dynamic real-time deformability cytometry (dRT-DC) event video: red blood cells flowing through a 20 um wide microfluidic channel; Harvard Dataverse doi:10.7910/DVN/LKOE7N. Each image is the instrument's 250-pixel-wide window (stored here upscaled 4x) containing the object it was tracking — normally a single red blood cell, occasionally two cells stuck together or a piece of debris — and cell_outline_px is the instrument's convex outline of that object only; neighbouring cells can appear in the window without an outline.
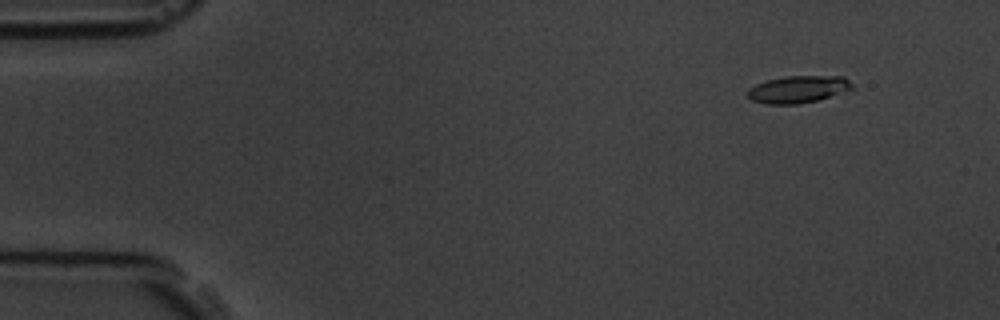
{"species": "common noctule bat (a hibernating species)", "species_latin": "Nyctalus noctula", "temperature_condition": "room temperature", "stored_images_in_passage": 5, "camera_frame_rate_fps": 3000, "um_per_image_px": 0.085, "animal": {"sex": "male", "body_mass_g": 19.5, "forearm_length_mm": 54.6}, "frame": {"image": 1, "passage_image": 2, "time_ms": 1.0, "image_size_px": [1000, 320], "cell_outline_px": [[856, 88], [816, 100], [796, 104], [768, 104], [752, 100], [748, 96], [748, 88], [756, 84], [768, 80], [784, 76], [844, 76]], "centroid_in_image_um": [67.85, 7.58], "position_along_channel_um": 17.1, "area_um2": 16.42}}
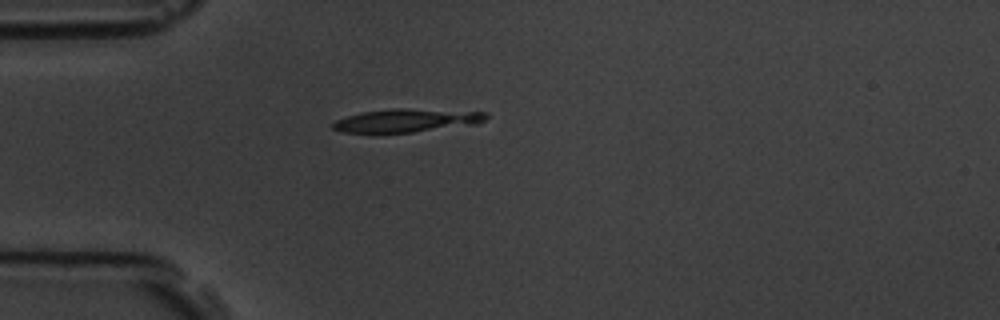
{"frame": {"image": 2, "passage_image": 5, "time_ms": 4.333, "image_size_px": [1000, 320], "cell_outline_px": [[488, 116], [484, 120], [476, 124], [412, 132], [376, 136], [340, 132], [332, 128], [332, 124], [336, 120], [348, 116], [364, 112], [392, 108], [404, 108], [488, 112]], "centroid_in_image_um": [34.46, 10.28], "position_along_channel_um": 50.5, "area_um2": 21.56}}